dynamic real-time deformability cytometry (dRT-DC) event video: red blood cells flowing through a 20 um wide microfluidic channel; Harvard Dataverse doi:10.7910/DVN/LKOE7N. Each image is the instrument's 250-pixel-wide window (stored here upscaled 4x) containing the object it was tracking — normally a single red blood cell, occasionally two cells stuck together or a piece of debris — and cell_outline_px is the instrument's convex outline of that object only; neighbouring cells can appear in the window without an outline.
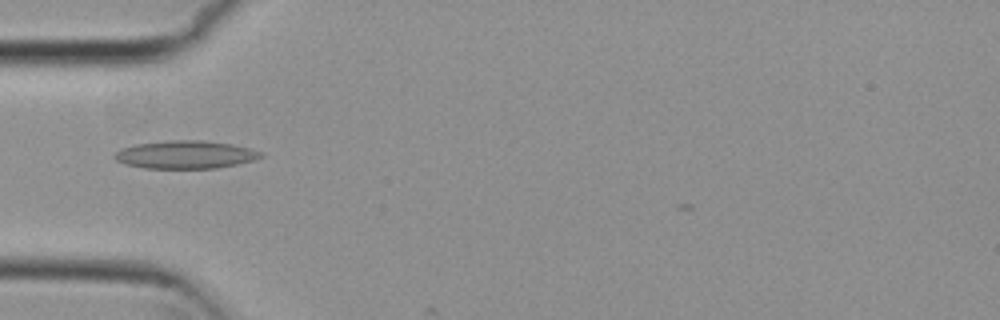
{"species": "common noctule bat (a hibernating species)", "species_latin": "Nyctalus noctula", "temperature_condition": "cold", "stored_images_in_passage": 3, "camera_frame_rate_fps": 3000, "um_per_image_px": 0.085, "animal": {"sex": "female", "body_mass_g": 29.2, "forearm_length_mm": 56.3}, "frame": {"image": 1, "passage_image": 2, "time_ms": 0.333, "image_size_px": [1000, 320], "cell_outline_px": [[264, 156], [252, 160], [236, 164], [216, 168], [144, 168], [124, 164], [116, 160], [112, 156], [120, 148], [136, 144], [168, 140], [200, 140], [232, 144], [248, 148], [260, 152]], "centroid_in_image_um": [15.7, 13.14], "position_along_channel_um": 69.3, "area_um2": 23.7}}